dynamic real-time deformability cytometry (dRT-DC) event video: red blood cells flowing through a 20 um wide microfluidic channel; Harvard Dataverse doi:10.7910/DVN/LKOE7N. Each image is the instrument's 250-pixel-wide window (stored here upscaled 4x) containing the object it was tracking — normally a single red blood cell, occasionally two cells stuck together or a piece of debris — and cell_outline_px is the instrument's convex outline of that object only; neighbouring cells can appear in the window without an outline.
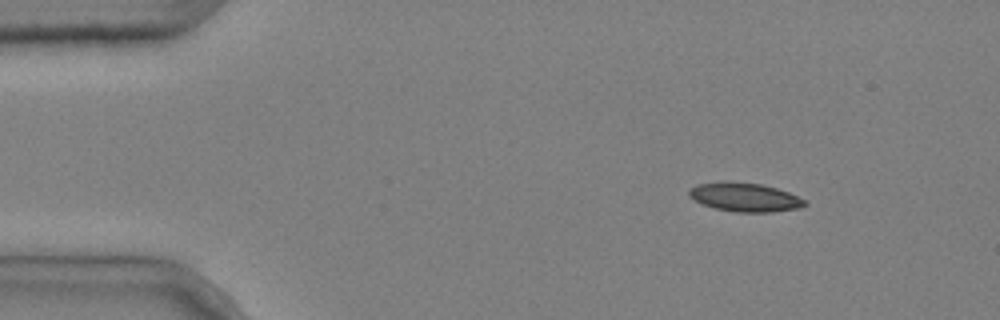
{"species": "common noctule bat (a hibernating species)", "species_latin": "Nyctalus noctula", "temperature_condition": "cold", "stored_images_in_passage": 3, "camera_frame_rate_fps": 3000, "um_per_image_px": 0.085, "animal": {"sex": "male", "body_mass_g": 20.4}, "frame": {"image": 1, "passage_image": 1, "time_ms": 0.0, "image_size_px": [1000, 320], "cell_outline_px": [[808, 204], [796, 208], [772, 212], [736, 212], [716, 208], [704, 204], [688, 196], [688, 188], [696, 184], [728, 180], [760, 184], [776, 188], [788, 192], [804, 200]], "centroid_in_image_um": [63.25, 16.74], "position_along_channel_um": 21.7, "area_um2": 19.36}}